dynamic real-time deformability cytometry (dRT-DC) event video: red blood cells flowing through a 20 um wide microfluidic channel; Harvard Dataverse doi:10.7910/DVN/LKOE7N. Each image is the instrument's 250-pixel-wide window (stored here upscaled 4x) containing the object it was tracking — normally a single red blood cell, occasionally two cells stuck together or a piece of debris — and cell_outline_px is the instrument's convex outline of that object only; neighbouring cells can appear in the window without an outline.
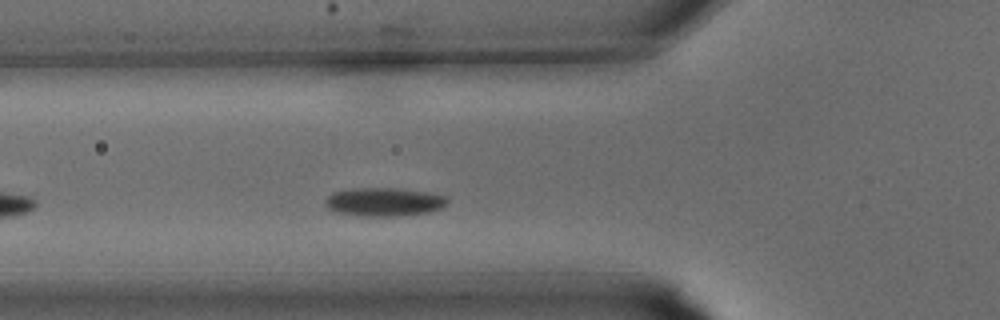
{"species": "common noctule bat (a hibernating species)", "species_latin": "Nyctalus noctula", "temperature_condition": "warm", "stored_images_in_passage": 19, "camera_frame_rate_fps": 3000, "um_per_image_px": 0.085, "animal": {"sex": "male", "body_mass_g": 15.6}, "frame": {"image": 1, "passage_image": 4, "time_ms": 1.0, "image_size_px": [1000, 320], "cell_outline_px": [[448, 204], [444, 208], [428, 212], [400, 216], [364, 216], [336, 212], [328, 208], [324, 204], [324, 200], [332, 192], [352, 188], [400, 188], [428, 192], [448, 196]], "centroid_in_image_um": [32.68, 17.15], "position_along_channel_um": 93.1, "area_um2": 20.63}}
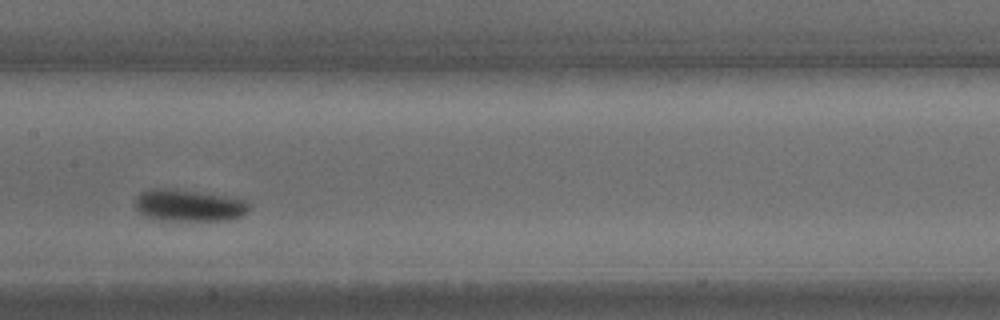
{"frame": {"image": 2, "passage_image": 9, "time_ms": 2.667, "image_size_px": [1000, 320], "cell_outline_px": [[248, 208], [240, 216], [232, 220], [152, 220], [140, 212], [136, 208], [136, 196], [140, 192], [148, 188], [176, 188], [228, 196], [244, 200], [248, 204]], "centroid_in_image_um": [15.99, 17.44], "position_along_channel_um": 191.4, "area_um2": 21.33}}
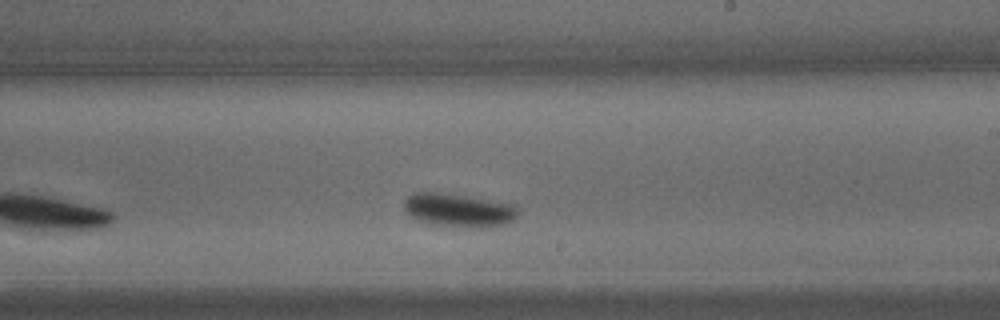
{"frame": {"image": 3, "passage_image": 12, "time_ms": 3.667, "image_size_px": [1000, 320], "cell_outline_px": [[520, 208], [516, 216], [512, 220], [504, 224], [492, 228], [464, 228], [428, 224], [416, 220], [404, 212], [404, 200], [412, 192], [432, 192], [464, 196], [516, 204]], "centroid_in_image_um": [38.97, 17.89], "position_along_channel_um": 250.0, "area_um2": 22.72}}